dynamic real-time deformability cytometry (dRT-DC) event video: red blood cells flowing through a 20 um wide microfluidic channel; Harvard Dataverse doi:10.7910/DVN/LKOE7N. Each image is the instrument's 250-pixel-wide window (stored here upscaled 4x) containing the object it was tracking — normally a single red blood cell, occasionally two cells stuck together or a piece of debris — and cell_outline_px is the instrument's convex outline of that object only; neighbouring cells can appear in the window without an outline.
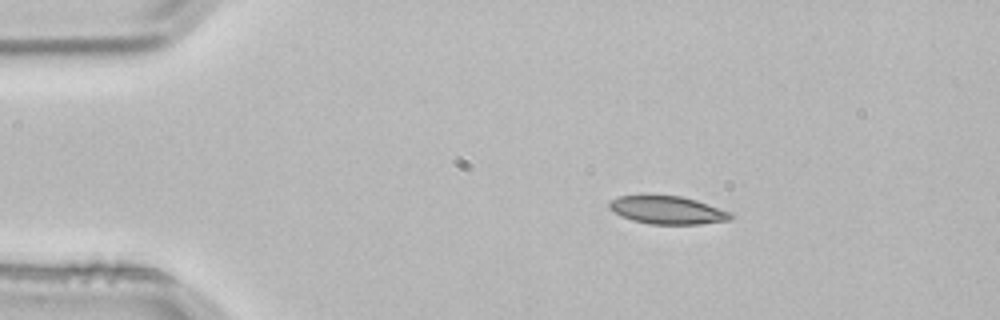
{"species": "common noctule bat (a hibernating species)", "species_latin": "Nyctalus noctula", "temperature_condition": "room temperature", "stored_images_in_passage": 2, "camera_frame_rate_fps": 3000, "um_per_image_px": 0.085, "animal": {"sex": "male", "body_mass_g": 21.5, "forearm_length_mm": 52.0}, "frame": {"image": 1, "passage_image": 1, "time_ms": 0.0, "image_size_px": [1000, 320], "cell_outline_px": [[732, 220], [700, 224], [648, 224], [632, 220], [608, 208], [608, 204], [612, 200], [620, 196], [640, 192], [648, 192], [680, 196], [696, 200], [732, 212]], "centroid_in_image_um": [56.71, 17.81], "position_along_channel_um": 28.3, "area_um2": 20.52}}